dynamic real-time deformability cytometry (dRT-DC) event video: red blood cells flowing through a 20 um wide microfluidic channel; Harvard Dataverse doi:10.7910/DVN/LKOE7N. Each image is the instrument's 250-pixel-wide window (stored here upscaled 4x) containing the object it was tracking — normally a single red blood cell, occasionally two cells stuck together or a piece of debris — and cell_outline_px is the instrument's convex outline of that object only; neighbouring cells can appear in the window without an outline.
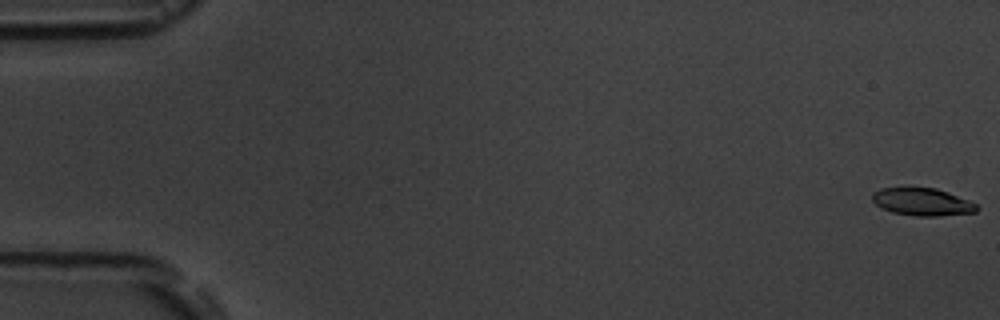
{"species": "common noctule bat (a hibernating species)", "species_latin": "Nyctalus noctula", "temperature_condition": "room temperature", "stored_images_in_passage": 6, "camera_frame_rate_fps": 3000, "um_per_image_px": 0.085, "animal": {"sex": "male", "body_mass_g": 19.5, "forearm_length_mm": 54.6}, "frame": {"image": 1, "passage_image": 1, "time_ms": 0.0, "image_size_px": [1000, 320], "cell_outline_px": [[980, 208], [976, 212], [936, 216], [916, 216], [892, 212], [880, 208], [872, 200], [872, 192], [880, 188], [908, 184], [936, 188], [948, 192], [968, 200], [976, 204]], "centroid_in_image_um": [78.32, 17.1], "position_along_channel_um": 6.7, "area_um2": 17.57}}
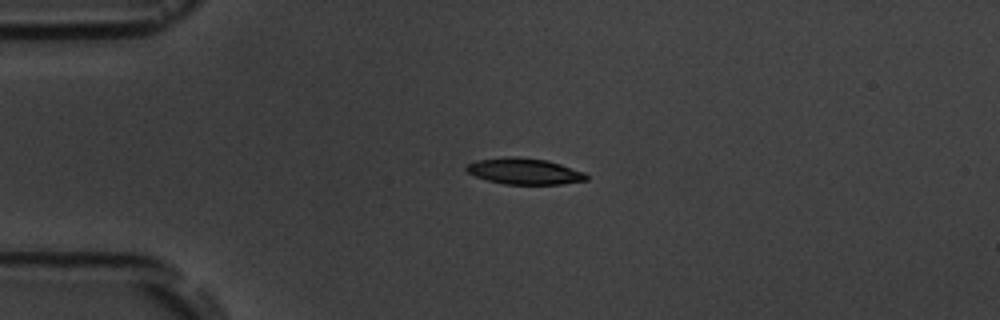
{"frame": {"image": 2, "passage_image": 5, "time_ms": 4.333, "image_size_px": [1000, 320], "cell_outline_px": [[588, 180], [560, 184], [504, 184], [488, 180], [476, 176], [468, 172], [464, 168], [468, 164], [476, 160], [508, 156], [520, 156], [548, 160], [584, 172], [588, 176]], "centroid_in_image_um": [44.57, 14.54], "position_along_channel_um": 40.4, "area_um2": 18.32}}